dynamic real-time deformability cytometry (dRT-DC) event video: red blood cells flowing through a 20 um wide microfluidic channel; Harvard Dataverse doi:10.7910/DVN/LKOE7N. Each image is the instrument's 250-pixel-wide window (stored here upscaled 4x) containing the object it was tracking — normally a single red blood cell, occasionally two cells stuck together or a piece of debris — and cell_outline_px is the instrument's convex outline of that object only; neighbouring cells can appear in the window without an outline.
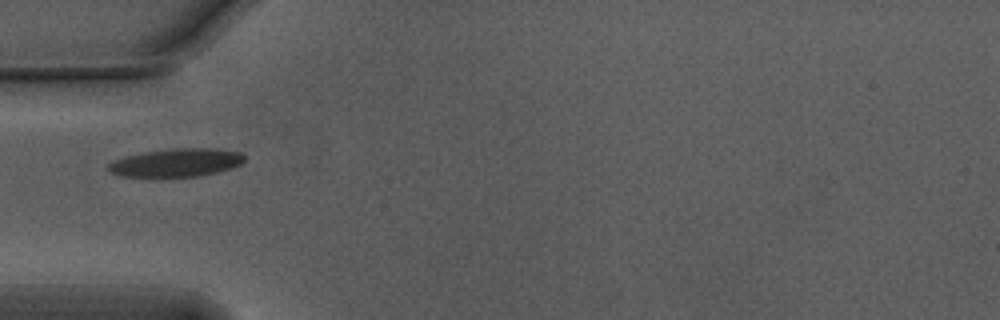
{"species": "Egyptian fruit bat (a non-hibernating species)", "species_latin": "Rousettus aegyptiacus", "temperature_condition": "warm", "stored_images_in_passage": 7, "camera_frame_rate_fps": 3000, "um_per_image_px": 0.085, "animal": {"sex": "male"}, "frame": {"image": 1, "passage_image": 1, "time_ms": 0.0, "image_size_px": [1000, 320], "cell_outline_px": [[244, 160], [240, 164], [232, 168], [200, 176], [120, 176], [112, 172], [108, 168], [108, 164], [112, 160], [124, 156], [144, 152], [172, 148], [216, 148], [240, 152], [244, 156]], "centroid_in_image_um": [14.99, 13.81], "position_along_channel_um": 70.0, "area_um2": 22.25}}
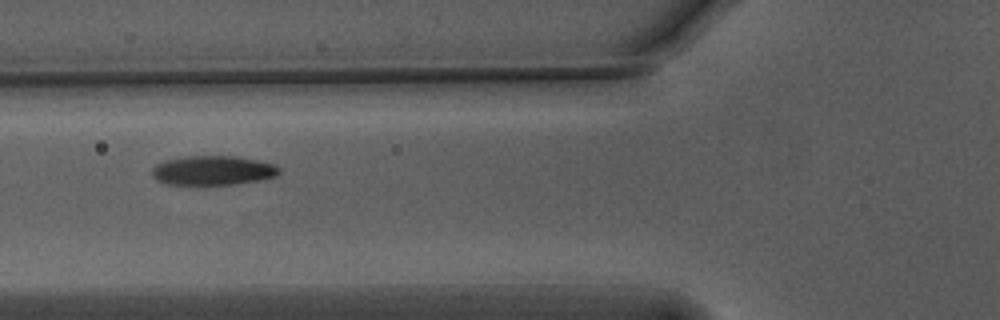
{"frame": {"image": 2, "passage_image": 4, "time_ms": 1.0, "image_size_px": [1000, 320], "cell_outline_px": [[280, 172], [276, 176], [236, 184], [168, 184], [156, 180], [152, 176], [152, 168], [156, 164], [164, 160], [188, 156], [236, 156], [276, 164], [280, 168]], "centroid_in_image_um": [18.08, 14.48], "position_along_channel_um": 107.7, "area_um2": 21.68}}